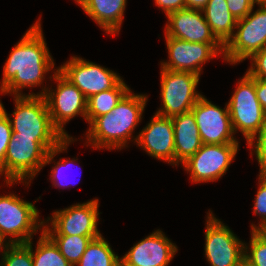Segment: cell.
Segmentation results:
<instances>
[{
  "instance_id": "obj_39",
  "label": "cell",
  "mask_w": 266,
  "mask_h": 266,
  "mask_svg": "<svg viewBox=\"0 0 266 266\" xmlns=\"http://www.w3.org/2000/svg\"><path fill=\"white\" fill-rule=\"evenodd\" d=\"M240 266H250L248 263H246L245 261H243Z\"/></svg>"
},
{
  "instance_id": "obj_8",
  "label": "cell",
  "mask_w": 266,
  "mask_h": 266,
  "mask_svg": "<svg viewBox=\"0 0 266 266\" xmlns=\"http://www.w3.org/2000/svg\"><path fill=\"white\" fill-rule=\"evenodd\" d=\"M237 83L227 105L234 133L241 132L248 143L263 127L266 113L256 96L255 78L245 72Z\"/></svg>"
},
{
  "instance_id": "obj_29",
  "label": "cell",
  "mask_w": 266,
  "mask_h": 266,
  "mask_svg": "<svg viewBox=\"0 0 266 266\" xmlns=\"http://www.w3.org/2000/svg\"><path fill=\"white\" fill-rule=\"evenodd\" d=\"M247 145L251 149V155L254 153L258 161L260 167L259 174L266 175V122Z\"/></svg>"
},
{
  "instance_id": "obj_34",
  "label": "cell",
  "mask_w": 266,
  "mask_h": 266,
  "mask_svg": "<svg viewBox=\"0 0 266 266\" xmlns=\"http://www.w3.org/2000/svg\"><path fill=\"white\" fill-rule=\"evenodd\" d=\"M155 5L162 9V11L167 16L168 14L175 12L177 10L185 9V0H154Z\"/></svg>"
},
{
  "instance_id": "obj_15",
  "label": "cell",
  "mask_w": 266,
  "mask_h": 266,
  "mask_svg": "<svg viewBox=\"0 0 266 266\" xmlns=\"http://www.w3.org/2000/svg\"><path fill=\"white\" fill-rule=\"evenodd\" d=\"M191 111L195 116L202 144L239 143L234 136L227 103L222 109L202 95Z\"/></svg>"
},
{
  "instance_id": "obj_23",
  "label": "cell",
  "mask_w": 266,
  "mask_h": 266,
  "mask_svg": "<svg viewBox=\"0 0 266 266\" xmlns=\"http://www.w3.org/2000/svg\"><path fill=\"white\" fill-rule=\"evenodd\" d=\"M101 235L91 240L76 266H121L120 257Z\"/></svg>"
},
{
  "instance_id": "obj_22",
  "label": "cell",
  "mask_w": 266,
  "mask_h": 266,
  "mask_svg": "<svg viewBox=\"0 0 266 266\" xmlns=\"http://www.w3.org/2000/svg\"><path fill=\"white\" fill-rule=\"evenodd\" d=\"M129 91L122 79L114 88L92 95L87 99L86 122L90 125L97 117L109 113Z\"/></svg>"
},
{
  "instance_id": "obj_33",
  "label": "cell",
  "mask_w": 266,
  "mask_h": 266,
  "mask_svg": "<svg viewBox=\"0 0 266 266\" xmlns=\"http://www.w3.org/2000/svg\"><path fill=\"white\" fill-rule=\"evenodd\" d=\"M230 13L238 20L246 17L260 0H226Z\"/></svg>"
},
{
  "instance_id": "obj_13",
  "label": "cell",
  "mask_w": 266,
  "mask_h": 266,
  "mask_svg": "<svg viewBox=\"0 0 266 266\" xmlns=\"http://www.w3.org/2000/svg\"><path fill=\"white\" fill-rule=\"evenodd\" d=\"M56 69L74 84L86 99L114 88L123 79L116 72L78 56H72Z\"/></svg>"
},
{
  "instance_id": "obj_6",
  "label": "cell",
  "mask_w": 266,
  "mask_h": 266,
  "mask_svg": "<svg viewBox=\"0 0 266 266\" xmlns=\"http://www.w3.org/2000/svg\"><path fill=\"white\" fill-rule=\"evenodd\" d=\"M39 217L33 203L14 193L0 195V233L10 244L27 243L38 229L42 231L44 220Z\"/></svg>"
},
{
  "instance_id": "obj_5",
  "label": "cell",
  "mask_w": 266,
  "mask_h": 266,
  "mask_svg": "<svg viewBox=\"0 0 266 266\" xmlns=\"http://www.w3.org/2000/svg\"><path fill=\"white\" fill-rule=\"evenodd\" d=\"M55 71V72H54ZM53 78L56 81V89L45 87L38 93H30L28 96H44L53 126L65 138H72L66 132L64 125L70 119L80 115L86 120L87 99L83 93L58 70H53ZM49 88V89H48Z\"/></svg>"
},
{
  "instance_id": "obj_3",
  "label": "cell",
  "mask_w": 266,
  "mask_h": 266,
  "mask_svg": "<svg viewBox=\"0 0 266 266\" xmlns=\"http://www.w3.org/2000/svg\"><path fill=\"white\" fill-rule=\"evenodd\" d=\"M15 109L8 114L0 100V109L9 118L13 133L35 138L51 151L65 137L53 126L44 96H14ZM13 116V118H12Z\"/></svg>"
},
{
  "instance_id": "obj_30",
  "label": "cell",
  "mask_w": 266,
  "mask_h": 266,
  "mask_svg": "<svg viewBox=\"0 0 266 266\" xmlns=\"http://www.w3.org/2000/svg\"><path fill=\"white\" fill-rule=\"evenodd\" d=\"M259 186L254 199L253 212L260 216L258 226L251 223V231H256L261 226L266 225V175H258Z\"/></svg>"
},
{
  "instance_id": "obj_20",
  "label": "cell",
  "mask_w": 266,
  "mask_h": 266,
  "mask_svg": "<svg viewBox=\"0 0 266 266\" xmlns=\"http://www.w3.org/2000/svg\"><path fill=\"white\" fill-rule=\"evenodd\" d=\"M175 143V166L184 163L202 146L199 129L192 111L172 117Z\"/></svg>"
},
{
  "instance_id": "obj_4",
  "label": "cell",
  "mask_w": 266,
  "mask_h": 266,
  "mask_svg": "<svg viewBox=\"0 0 266 266\" xmlns=\"http://www.w3.org/2000/svg\"><path fill=\"white\" fill-rule=\"evenodd\" d=\"M48 152L37 139L19 137L12 133L3 164L6 185L21 182L29 186L34 176L44 167Z\"/></svg>"
},
{
  "instance_id": "obj_31",
  "label": "cell",
  "mask_w": 266,
  "mask_h": 266,
  "mask_svg": "<svg viewBox=\"0 0 266 266\" xmlns=\"http://www.w3.org/2000/svg\"><path fill=\"white\" fill-rule=\"evenodd\" d=\"M12 128L9 118L0 109V176H3V164L6 157L9 141L12 137Z\"/></svg>"
},
{
  "instance_id": "obj_21",
  "label": "cell",
  "mask_w": 266,
  "mask_h": 266,
  "mask_svg": "<svg viewBox=\"0 0 266 266\" xmlns=\"http://www.w3.org/2000/svg\"><path fill=\"white\" fill-rule=\"evenodd\" d=\"M212 34L225 46L233 37L237 19L230 13L226 0H209L202 9Z\"/></svg>"
},
{
  "instance_id": "obj_11",
  "label": "cell",
  "mask_w": 266,
  "mask_h": 266,
  "mask_svg": "<svg viewBox=\"0 0 266 266\" xmlns=\"http://www.w3.org/2000/svg\"><path fill=\"white\" fill-rule=\"evenodd\" d=\"M204 252L210 266H240L244 243L212 211L207 212Z\"/></svg>"
},
{
  "instance_id": "obj_17",
  "label": "cell",
  "mask_w": 266,
  "mask_h": 266,
  "mask_svg": "<svg viewBox=\"0 0 266 266\" xmlns=\"http://www.w3.org/2000/svg\"><path fill=\"white\" fill-rule=\"evenodd\" d=\"M177 251L175 243L157 229L120 257L121 266H168Z\"/></svg>"
},
{
  "instance_id": "obj_10",
  "label": "cell",
  "mask_w": 266,
  "mask_h": 266,
  "mask_svg": "<svg viewBox=\"0 0 266 266\" xmlns=\"http://www.w3.org/2000/svg\"><path fill=\"white\" fill-rule=\"evenodd\" d=\"M98 208L99 200L94 198L54 211L52 216L44 220L42 231L46 235L100 237Z\"/></svg>"
},
{
  "instance_id": "obj_7",
  "label": "cell",
  "mask_w": 266,
  "mask_h": 266,
  "mask_svg": "<svg viewBox=\"0 0 266 266\" xmlns=\"http://www.w3.org/2000/svg\"><path fill=\"white\" fill-rule=\"evenodd\" d=\"M259 9L237 20L233 37L224 46L223 60L236 65L266 48V0H260Z\"/></svg>"
},
{
  "instance_id": "obj_19",
  "label": "cell",
  "mask_w": 266,
  "mask_h": 266,
  "mask_svg": "<svg viewBox=\"0 0 266 266\" xmlns=\"http://www.w3.org/2000/svg\"><path fill=\"white\" fill-rule=\"evenodd\" d=\"M75 2L105 33L119 34L127 0H76Z\"/></svg>"
},
{
  "instance_id": "obj_12",
  "label": "cell",
  "mask_w": 266,
  "mask_h": 266,
  "mask_svg": "<svg viewBox=\"0 0 266 266\" xmlns=\"http://www.w3.org/2000/svg\"><path fill=\"white\" fill-rule=\"evenodd\" d=\"M238 151L239 143L202 144L182 166L193 183L214 182L226 174Z\"/></svg>"
},
{
  "instance_id": "obj_24",
  "label": "cell",
  "mask_w": 266,
  "mask_h": 266,
  "mask_svg": "<svg viewBox=\"0 0 266 266\" xmlns=\"http://www.w3.org/2000/svg\"><path fill=\"white\" fill-rule=\"evenodd\" d=\"M76 141V138H65L61 143H59L56 147H54L51 151L48 152L46 156V160L44 162V166L47 164H51L54 162L53 168L51 169L50 179L52 181V185L59 188H67L72 183L69 180V174L66 175L65 170L68 171V167H70L71 164H74L78 158L73 159H63L60 158L59 161L55 162L54 157L58 153H62L63 151H67V147L70 145L71 142ZM64 171V173H63ZM68 173V172H67ZM73 180V179H72ZM75 184V182H73ZM73 184V185H74Z\"/></svg>"
},
{
  "instance_id": "obj_16",
  "label": "cell",
  "mask_w": 266,
  "mask_h": 266,
  "mask_svg": "<svg viewBox=\"0 0 266 266\" xmlns=\"http://www.w3.org/2000/svg\"><path fill=\"white\" fill-rule=\"evenodd\" d=\"M136 138L135 143L149 156L175 166L172 118L155 113Z\"/></svg>"
},
{
  "instance_id": "obj_1",
  "label": "cell",
  "mask_w": 266,
  "mask_h": 266,
  "mask_svg": "<svg viewBox=\"0 0 266 266\" xmlns=\"http://www.w3.org/2000/svg\"><path fill=\"white\" fill-rule=\"evenodd\" d=\"M40 17L11 49L3 67L0 93L27 96L25 88L41 87L55 63L45 42Z\"/></svg>"
},
{
  "instance_id": "obj_25",
  "label": "cell",
  "mask_w": 266,
  "mask_h": 266,
  "mask_svg": "<svg viewBox=\"0 0 266 266\" xmlns=\"http://www.w3.org/2000/svg\"><path fill=\"white\" fill-rule=\"evenodd\" d=\"M37 241L33 251L31 239V255L33 266H72L61 254L55 243L43 232Z\"/></svg>"
},
{
  "instance_id": "obj_27",
  "label": "cell",
  "mask_w": 266,
  "mask_h": 266,
  "mask_svg": "<svg viewBox=\"0 0 266 266\" xmlns=\"http://www.w3.org/2000/svg\"><path fill=\"white\" fill-rule=\"evenodd\" d=\"M1 257L0 266H33L31 240L27 243L9 244Z\"/></svg>"
},
{
  "instance_id": "obj_28",
  "label": "cell",
  "mask_w": 266,
  "mask_h": 266,
  "mask_svg": "<svg viewBox=\"0 0 266 266\" xmlns=\"http://www.w3.org/2000/svg\"><path fill=\"white\" fill-rule=\"evenodd\" d=\"M244 261L250 266H266V241L257 231H251L249 245L244 243Z\"/></svg>"
},
{
  "instance_id": "obj_38",
  "label": "cell",
  "mask_w": 266,
  "mask_h": 266,
  "mask_svg": "<svg viewBox=\"0 0 266 266\" xmlns=\"http://www.w3.org/2000/svg\"><path fill=\"white\" fill-rule=\"evenodd\" d=\"M261 236L262 238L266 241V225L261 226L260 228H258L256 230Z\"/></svg>"
},
{
  "instance_id": "obj_2",
  "label": "cell",
  "mask_w": 266,
  "mask_h": 266,
  "mask_svg": "<svg viewBox=\"0 0 266 266\" xmlns=\"http://www.w3.org/2000/svg\"><path fill=\"white\" fill-rule=\"evenodd\" d=\"M148 100L146 94H135L131 90L109 113L97 117L86 134V144L94 149L114 150L128 147V141L136 142L133 132L143 118ZM133 138V140H132Z\"/></svg>"
},
{
  "instance_id": "obj_26",
  "label": "cell",
  "mask_w": 266,
  "mask_h": 266,
  "mask_svg": "<svg viewBox=\"0 0 266 266\" xmlns=\"http://www.w3.org/2000/svg\"><path fill=\"white\" fill-rule=\"evenodd\" d=\"M58 247L62 256L72 265L76 264L81 259L86 250L87 245L91 240L98 237L86 236H69V235H47Z\"/></svg>"
},
{
  "instance_id": "obj_18",
  "label": "cell",
  "mask_w": 266,
  "mask_h": 266,
  "mask_svg": "<svg viewBox=\"0 0 266 266\" xmlns=\"http://www.w3.org/2000/svg\"><path fill=\"white\" fill-rule=\"evenodd\" d=\"M166 17L165 35L168 37L193 43L221 44L212 34L202 10L185 8Z\"/></svg>"
},
{
  "instance_id": "obj_36",
  "label": "cell",
  "mask_w": 266,
  "mask_h": 266,
  "mask_svg": "<svg viewBox=\"0 0 266 266\" xmlns=\"http://www.w3.org/2000/svg\"><path fill=\"white\" fill-rule=\"evenodd\" d=\"M209 0H185L186 8L202 10Z\"/></svg>"
},
{
  "instance_id": "obj_14",
  "label": "cell",
  "mask_w": 266,
  "mask_h": 266,
  "mask_svg": "<svg viewBox=\"0 0 266 266\" xmlns=\"http://www.w3.org/2000/svg\"><path fill=\"white\" fill-rule=\"evenodd\" d=\"M168 50L167 61L161 62V68L174 71H187L201 76L203 64L217 55L223 57L222 44L193 43L165 35Z\"/></svg>"
},
{
  "instance_id": "obj_32",
  "label": "cell",
  "mask_w": 266,
  "mask_h": 266,
  "mask_svg": "<svg viewBox=\"0 0 266 266\" xmlns=\"http://www.w3.org/2000/svg\"><path fill=\"white\" fill-rule=\"evenodd\" d=\"M251 67L247 69V73L255 79L266 80V48L255 52L251 57Z\"/></svg>"
},
{
  "instance_id": "obj_35",
  "label": "cell",
  "mask_w": 266,
  "mask_h": 266,
  "mask_svg": "<svg viewBox=\"0 0 266 266\" xmlns=\"http://www.w3.org/2000/svg\"><path fill=\"white\" fill-rule=\"evenodd\" d=\"M255 91L257 99L266 113V80L255 79Z\"/></svg>"
},
{
  "instance_id": "obj_9",
  "label": "cell",
  "mask_w": 266,
  "mask_h": 266,
  "mask_svg": "<svg viewBox=\"0 0 266 266\" xmlns=\"http://www.w3.org/2000/svg\"><path fill=\"white\" fill-rule=\"evenodd\" d=\"M161 107L157 114L174 117L191 111L202 94L196 91L200 76L187 71H174L161 68Z\"/></svg>"
},
{
  "instance_id": "obj_37",
  "label": "cell",
  "mask_w": 266,
  "mask_h": 266,
  "mask_svg": "<svg viewBox=\"0 0 266 266\" xmlns=\"http://www.w3.org/2000/svg\"><path fill=\"white\" fill-rule=\"evenodd\" d=\"M9 244L10 243L7 242V240H5V238L0 233V252H1V254L3 253V251L7 248V246Z\"/></svg>"
}]
</instances>
